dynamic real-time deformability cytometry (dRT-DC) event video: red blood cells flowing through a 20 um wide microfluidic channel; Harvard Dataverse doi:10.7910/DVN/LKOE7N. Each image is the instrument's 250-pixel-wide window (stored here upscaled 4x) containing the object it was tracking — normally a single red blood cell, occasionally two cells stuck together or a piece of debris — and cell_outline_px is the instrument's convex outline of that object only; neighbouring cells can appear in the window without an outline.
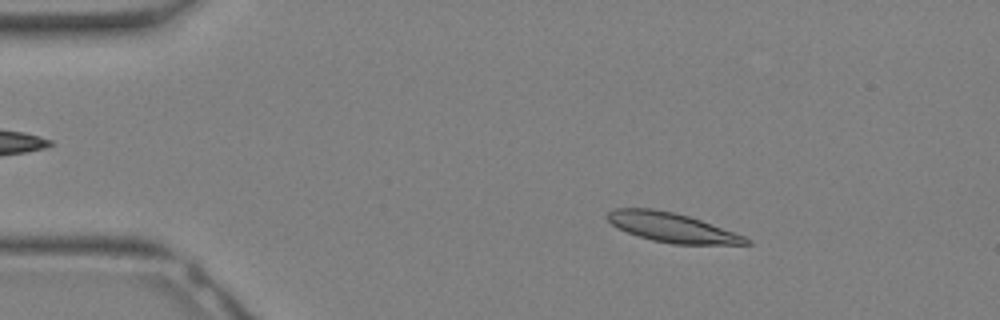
{"species": "Egyptian fruit bat (a non-hibernating species)", "species_latin": "Rousettus aegyptiacus", "temperature_condition": "warm", "stored_images_in_passage": 32, "camera_frame_rate_fps": 3000, "um_per_image_px": 0.085, "animal": {"sex": "female"}, "frame": {"image": 1, "passage_image": 5, "time_ms": 1.333, "image_size_px": [1000, 320], "cell_outline_px": [[752, 244], [672, 244], [652, 240], [628, 232], [612, 224], [604, 216], [608, 212], [616, 208], [652, 208], [672, 212], [688, 216], [700, 220], [744, 236], [752, 240]], "centroid_in_image_um": [57.1, 19.33], "position_along_channel_um": 27.9, "area_um2": 23.35}}
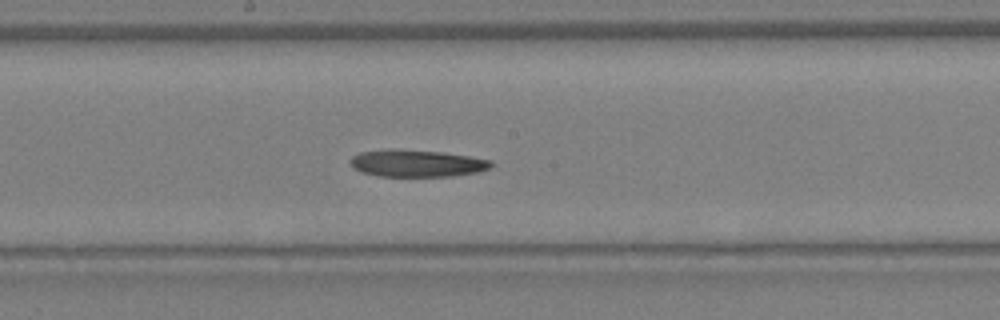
{"frame": {"image": 2, "passage_image": 17, "time_ms": 5.333, "image_size_px": [1000, 320], "cell_outline_px": [[492, 168], [480, 172], [452, 176], [380, 176], [360, 172], [352, 168], [348, 160], [352, 156], [360, 152], [388, 148], [396, 148], [444, 152], [492, 160]], "centroid_in_image_um": [35.4, 13.87], "position_along_channel_um": 212.8, "area_um2": 22.72}}
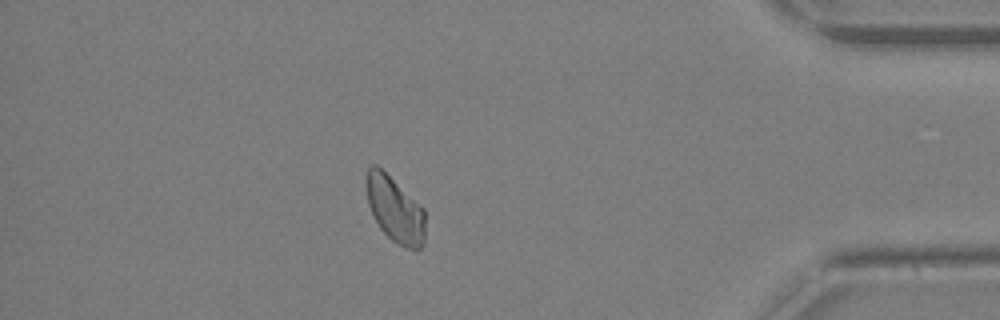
{"frame": {"image": 3, "passage_image": 28, "time_ms": 9.0, "image_size_px": [1000, 320], "cell_outline_px": [[424, 244], [416, 252], [404, 248], [396, 244], [380, 228], [372, 216], [368, 204], [364, 184], [364, 176], [368, 168], [372, 164], [376, 164], [424, 208]], "centroid_in_image_um": [33.53, 17.82], "position_along_channel_um": 401.7, "area_um2": 23.0}}